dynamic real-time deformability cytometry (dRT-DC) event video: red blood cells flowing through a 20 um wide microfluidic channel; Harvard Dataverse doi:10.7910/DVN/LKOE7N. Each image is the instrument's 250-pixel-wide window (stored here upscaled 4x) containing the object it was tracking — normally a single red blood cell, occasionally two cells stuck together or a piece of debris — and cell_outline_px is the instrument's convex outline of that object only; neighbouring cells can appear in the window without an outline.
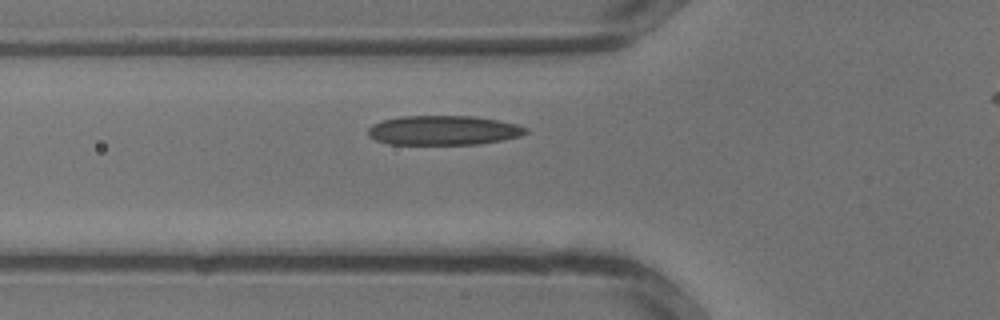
{"species": "common noctule bat (a hibernating species)", "species_latin": "Nyctalus noctula", "temperature_condition": "warm", "stored_images_in_passage": 24, "camera_frame_rate_fps": 3000, "um_per_image_px": 0.085, "animal": {"sex": "male", "body_mass_g": 13.3}, "frame": {"image": 1, "passage_image": 6, "time_ms": 1.667, "image_size_px": [1000, 320], "cell_outline_px": [[528, 132], [520, 136], [480, 144], [388, 144], [376, 140], [368, 136], [368, 128], [372, 124], [384, 120], [400, 116], [472, 116], [500, 120], [516, 124], [528, 128]], "centroid_in_image_um": [37.69, 11.07], "position_along_channel_um": 88.1, "area_um2": 27.11}}
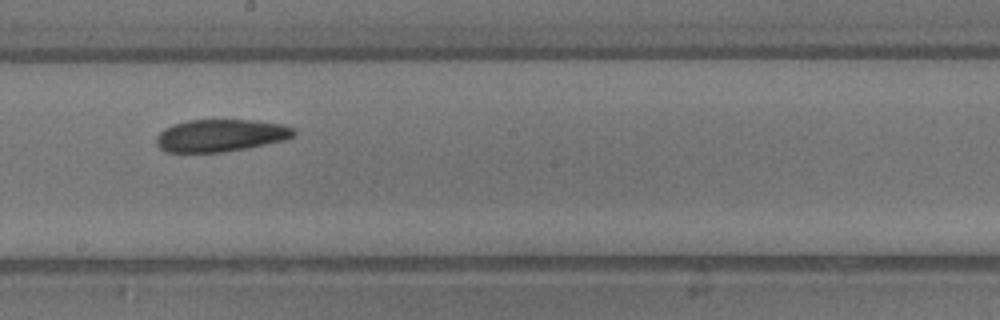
{"frame": {"image": 2, "passage_image": 13, "time_ms": 4.0, "image_size_px": [1000, 320], "cell_outline_px": [[296, 136], [284, 140], [248, 148], [224, 152], [164, 152], [156, 144], [156, 136], [164, 128], [172, 124], [188, 120], [256, 120], [284, 124], [292, 128], [296, 132]], "centroid_in_image_um": [18.75, 11.51], "position_along_channel_um": 229.4, "area_um2": 26.18}}
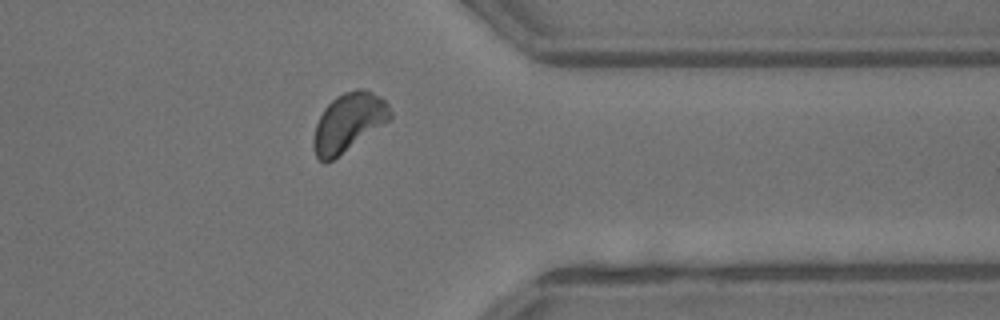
{"frame": {"image": 3, "passage_image": 21, "time_ms": 6.667, "image_size_px": [1000, 320], "cell_outline_px": [[392, 120], [332, 160], [324, 164], [316, 156], [312, 144], [312, 140], [316, 124], [324, 108], [336, 96], [344, 92], [356, 88], [364, 88], [380, 96], [388, 104], [392, 112]], "centroid_in_image_um": [29.64, 10.39], "position_along_channel_um": 381.8, "area_um2": 26.41}}